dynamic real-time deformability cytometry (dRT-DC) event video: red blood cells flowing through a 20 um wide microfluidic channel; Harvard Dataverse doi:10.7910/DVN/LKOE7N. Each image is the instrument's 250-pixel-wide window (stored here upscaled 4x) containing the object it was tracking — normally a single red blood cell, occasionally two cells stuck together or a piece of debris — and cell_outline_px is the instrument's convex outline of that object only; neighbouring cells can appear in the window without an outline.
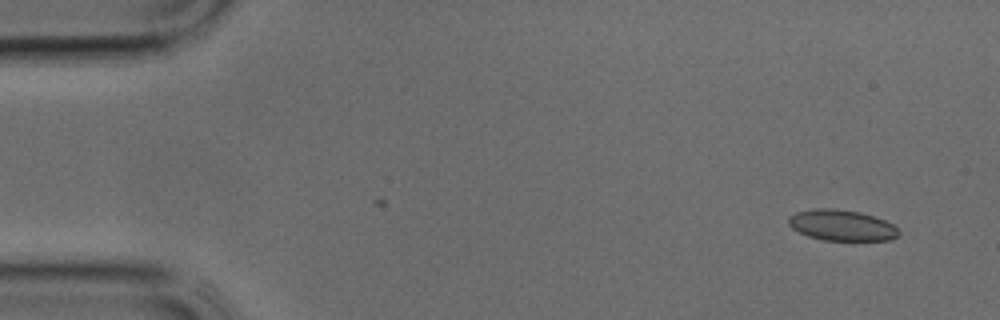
{"species": "common noctule bat (a hibernating species)", "species_latin": "Nyctalus noctula", "temperature_condition": "cold", "stored_images_in_passage": 36, "camera_frame_rate_fps": 3000, "um_per_image_px": 0.085, "animal": {"sex": "male", "body_mass_g": 17.9, "forearm_length_mm": 54.2}, "frame": {"image": 1, "passage_image": 1, "time_ms": 0.0, "image_size_px": [1000, 320], "cell_outline_px": [[900, 232], [892, 240], [824, 240], [808, 236], [792, 228], [788, 224], [788, 216], [796, 212], [816, 208], [836, 208], [860, 212], [884, 220], [892, 224]], "centroid_in_image_um": [71.52, 19.14], "position_along_channel_um": 13.5, "area_um2": 19.77}}
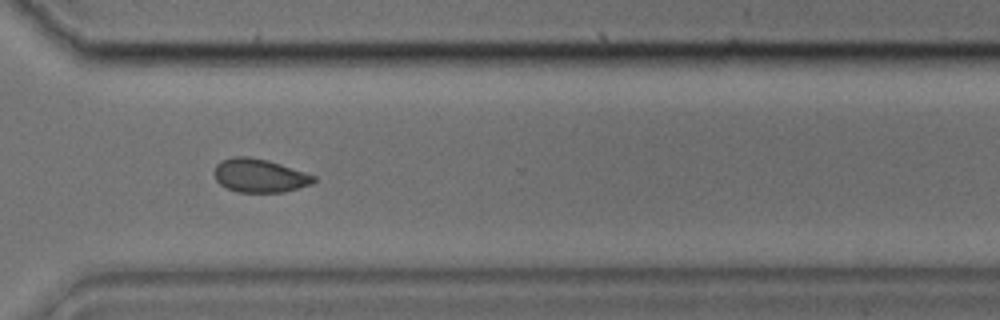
{"frame": {"image": 2, "passage_image": 26, "time_ms": 8.333, "image_size_px": [1000, 320], "cell_outline_px": [[316, 180], [312, 184], [284, 192], [240, 192], [228, 188], [220, 184], [216, 180], [216, 164], [224, 160], [236, 156], [248, 156], [268, 160], [316, 176]], "centroid_in_image_um": [22.1, 14.93], "position_along_channel_um": 348.5, "area_um2": 19.13}}
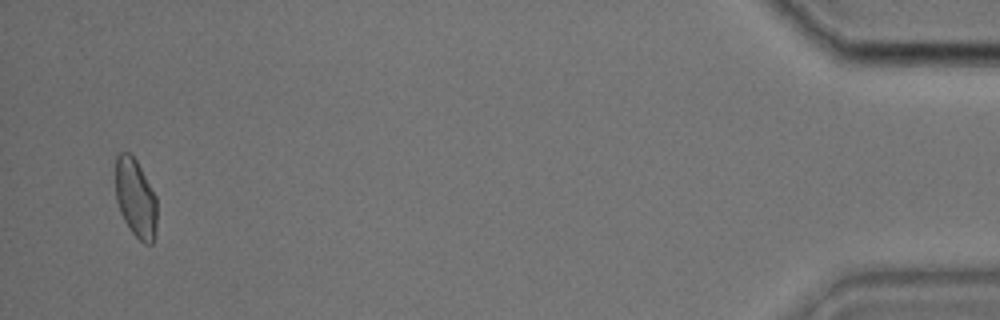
{"frame": {"image": 3, "passage_image": 35, "time_ms": 11.333, "image_size_px": [1000, 320], "cell_outline_px": [[156, 228], [152, 244], [144, 244], [128, 228], [120, 212], [116, 200], [116, 156], [120, 152], [128, 152], [136, 160], [156, 196]], "centroid_in_image_um": [11.52, 16.86], "position_along_channel_um": 423.7, "area_um2": 18.9}}